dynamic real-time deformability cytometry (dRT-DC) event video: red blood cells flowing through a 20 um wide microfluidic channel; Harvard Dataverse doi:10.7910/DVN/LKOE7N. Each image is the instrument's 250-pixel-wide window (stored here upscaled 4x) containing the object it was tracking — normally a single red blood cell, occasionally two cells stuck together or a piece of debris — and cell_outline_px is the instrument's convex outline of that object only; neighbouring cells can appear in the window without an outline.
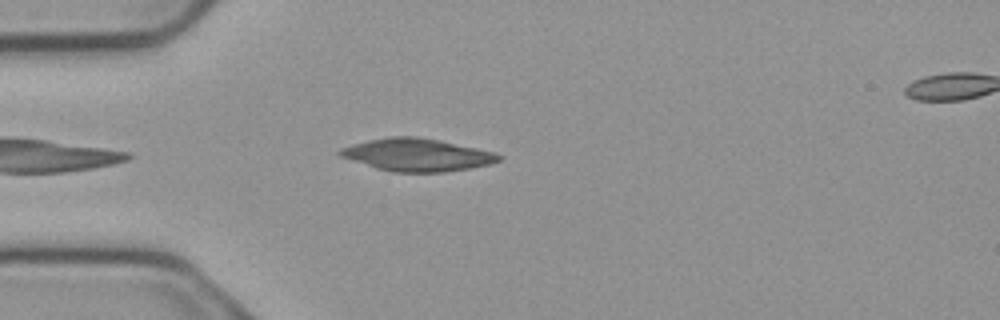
{"species": "common noctule bat (a hibernating species)", "species_latin": "Nyctalus noctula", "temperature_condition": "cold", "stored_images_in_passage": 5, "segment_of_instrument_passage": [1, 2], "camera_frame_rate_fps": 3000, "um_per_image_px": 0.085, "animal": {"sex": "male", "body_mass_g": 23.1, "forearm_length_mm": 52.7}, "frame": {"image": 1, "passage_image": 4, "time_ms": 1.0, "image_size_px": [1000, 320], "cell_outline_px": [[500, 160], [488, 164], [472, 168], [444, 172], [392, 172], [376, 168], [340, 156], [336, 152], [340, 148], [352, 144], [368, 140], [388, 136], [416, 136], [440, 140], [496, 152], [500, 156]], "centroid_in_image_um": [35.43, 13.15], "position_along_channel_um": 49.6, "area_um2": 30.17}}